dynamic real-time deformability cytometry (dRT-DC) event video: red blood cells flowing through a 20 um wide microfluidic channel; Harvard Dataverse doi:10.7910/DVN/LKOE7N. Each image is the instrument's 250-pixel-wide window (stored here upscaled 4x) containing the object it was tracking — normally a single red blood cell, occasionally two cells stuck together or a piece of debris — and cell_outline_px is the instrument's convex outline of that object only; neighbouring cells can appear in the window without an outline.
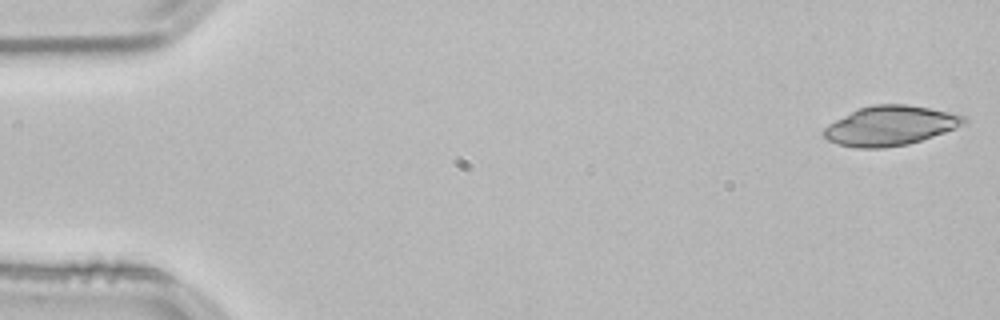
{"species": "common noctule bat (a hibernating species)", "species_latin": "Nyctalus noctula", "temperature_condition": "room temperature", "stored_images_in_passage": 52, "camera_frame_rate_fps": 3000, "um_per_image_px": 0.085, "animal": {"sex": "male", "body_mass_g": 21.5, "forearm_length_mm": 52.0}, "frame": {"image": 1, "passage_image": 1, "time_ms": 0.0, "image_size_px": [1000, 320], "cell_outline_px": [[968, 124], [908, 144], [884, 148], [856, 148], [836, 144], [828, 140], [820, 132], [828, 124], [860, 108], [876, 104], [908, 104], [948, 112], [964, 116], [968, 120]], "centroid_in_image_um": [75.67, 10.69], "position_along_channel_um": 9.3, "area_um2": 32.19}}